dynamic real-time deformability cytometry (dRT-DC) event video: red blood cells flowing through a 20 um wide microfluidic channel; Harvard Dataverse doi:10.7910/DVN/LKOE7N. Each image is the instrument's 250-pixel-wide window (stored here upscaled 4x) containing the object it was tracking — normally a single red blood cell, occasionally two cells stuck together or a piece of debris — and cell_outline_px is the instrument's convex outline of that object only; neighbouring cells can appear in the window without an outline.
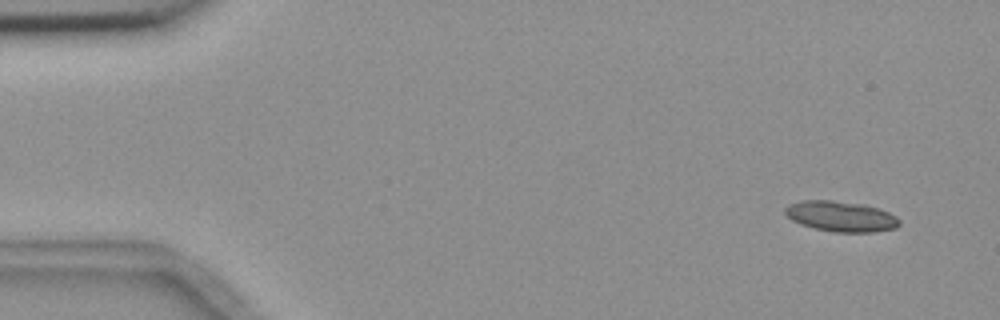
{"species": "common noctule bat (a hibernating species)", "species_latin": "Nyctalus noctula", "temperature_condition": "room temperature", "stored_images_in_passage": 5, "segment_of_instrument_passage": [1, 2], "camera_frame_rate_fps": 3000, "um_per_image_px": 0.085, "animal": {"sex": "female", "body_mass_g": 18.4}, "frame": {"image": 1, "passage_image": 1, "time_ms": 0.0, "image_size_px": [1000, 320], "cell_outline_px": [[900, 224], [896, 228], [872, 232], [836, 232], [816, 228], [800, 224], [792, 220], [784, 212], [784, 208], [788, 204], [800, 200], [832, 200], [864, 204], [888, 212], [896, 216], [900, 220]], "centroid_in_image_um": [71.46, 18.38], "position_along_channel_um": 13.5, "area_um2": 20.29}}
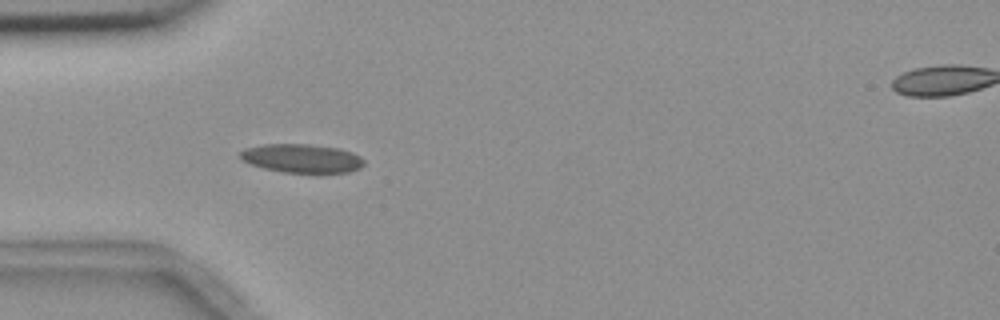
{"frame": {"image": 2, "passage_image": 4, "time_ms": 4.333, "image_size_px": [1000, 320], "cell_outline_px": [[364, 164], [360, 168], [348, 172], [320, 176], [284, 172], [264, 168], [252, 164], [244, 160], [240, 156], [240, 152], [244, 148], [264, 144], [308, 144], [340, 148], [352, 152], [360, 156], [364, 160]], "centroid_in_image_um": [25.73, 13.5], "position_along_channel_um": 59.3, "area_um2": 21.44}}